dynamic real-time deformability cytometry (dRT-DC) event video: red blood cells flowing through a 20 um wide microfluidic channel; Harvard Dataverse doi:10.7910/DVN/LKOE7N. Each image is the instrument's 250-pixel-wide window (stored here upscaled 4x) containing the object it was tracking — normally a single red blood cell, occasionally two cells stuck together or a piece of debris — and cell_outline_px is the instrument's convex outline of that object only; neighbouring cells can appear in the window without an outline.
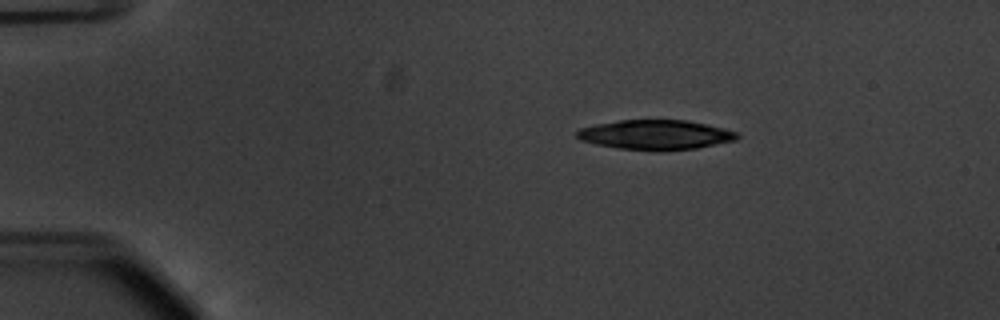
{"species": "common noctule bat (a hibernating species)", "species_latin": "Nyctalus noctula", "temperature_condition": "warm", "stored_images_in_passage": 47, "camera_frame_rate_fps": 3000, "um_per_image_px": 0.085, "animal": {"sex": "male", "body_mass_g": 20.1, "forearm_length_mm": 53.5}, "frame": {"image": 1, "passage_image": 3, "time_ms": 0.667, "image_size_px": [1000, 320], "cell_outline_px": [[740, 136], [736, 140], [696, 148], [660, 152], [656, 152], [616, 148], [596, 144], [580, 140], [576, 136], [576, 132], [580, 128], [596, 124], [620, 120], [688, 120], [724, 128], [736, 132]], "centroid_in_image_um": [55.71, 11.47], "position_along_channel_um": 29.3, "area_um2": 28.03}}